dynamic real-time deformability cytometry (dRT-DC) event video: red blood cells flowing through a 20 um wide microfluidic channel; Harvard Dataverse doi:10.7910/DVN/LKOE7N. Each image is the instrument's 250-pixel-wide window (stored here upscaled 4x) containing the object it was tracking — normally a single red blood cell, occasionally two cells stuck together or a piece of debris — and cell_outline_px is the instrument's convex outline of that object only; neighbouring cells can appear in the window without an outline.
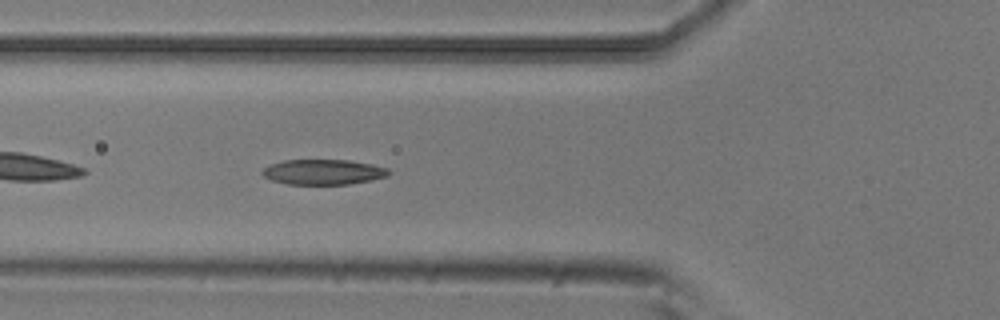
{"species": "common noctule bat (a hibernating species)", "species_latin": "Nyctalus noctula", "temperature_condition": "room temperature", "stored_images_in_passage": 7, "camera_frame_rate_fps": 3000, "um_per_image_px": 0.085, "animal": {"sex": "male", "body_mass_g": 20.5, "forearm_length_mm": 52.5}, "frame": {"image": 1, "passage_image": 3, "time_ms": 0.667, "image_size_px": [1000, 320], "cell_outline_px": [[392, 172], [388, 176], [348, 184], [288, 184], [272, 180], [264, 176], [260, 172], [268, 164], [284, 160], [348, 160], [372, 164], [388, 168]], "centroid_in_image_um": [27.47, 14.61], "position_along_channel_um": 98.3, "area_um2": 18.55}}